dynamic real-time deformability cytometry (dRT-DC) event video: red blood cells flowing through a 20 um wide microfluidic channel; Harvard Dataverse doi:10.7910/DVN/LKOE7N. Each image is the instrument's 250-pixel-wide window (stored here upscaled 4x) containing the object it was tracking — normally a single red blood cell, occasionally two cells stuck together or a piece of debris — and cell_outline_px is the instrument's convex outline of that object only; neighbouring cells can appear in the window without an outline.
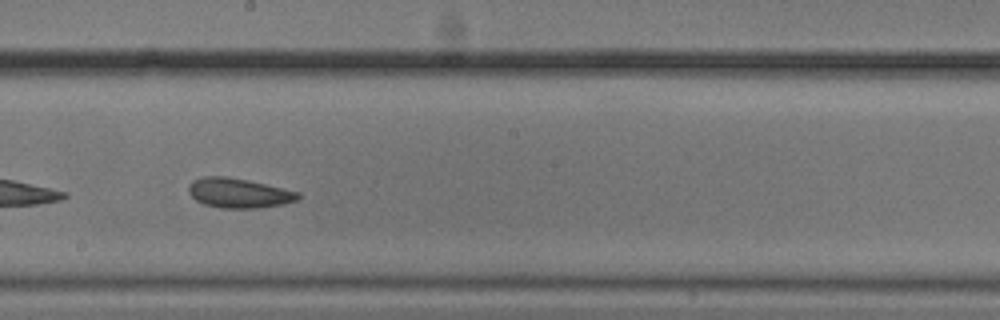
{"species": "common noctule bat (a hibernating species)", "species_latin": "Nyctalus noctula", "temperature_condition": "cold", "stored_images_in_passage": 42, "camera_frame_rate_fps": 3000, "um_per_image_px": 0.085, "animal": {"sex": "male", "body_mass_g": 20.5, "forearm_length_mm": 52.5}, "frame": {"image": 1, "passage_image": 19, "time_ms": 6.0, "image_size_px": [1000, 320], "cell_outline_px": [[300, 196], [296, 200], [284, 204], [256, 208], [220, 208], [204, 204], [196, 200], [188, 192], [188, 184], [192, 180], [204, 176], [228, 176], [248, 180], [300, 192]], "centroid_in_image_um": [20.26, 16.4], "position_along_channel_um": 227.9, "area_um2": 19.02}, "authors_computed_cell_mechanics": {"area_um2": 19.074, "velocity_mm_per_s": 3.6926, "shape_relaxation_time_tau1_ms": 4.7009, "shape_relaxation_time_tau2_ms": 2.6108, "deformation_change_tau1": 0.0941, "deformation_change_tau2": 0.0893}}